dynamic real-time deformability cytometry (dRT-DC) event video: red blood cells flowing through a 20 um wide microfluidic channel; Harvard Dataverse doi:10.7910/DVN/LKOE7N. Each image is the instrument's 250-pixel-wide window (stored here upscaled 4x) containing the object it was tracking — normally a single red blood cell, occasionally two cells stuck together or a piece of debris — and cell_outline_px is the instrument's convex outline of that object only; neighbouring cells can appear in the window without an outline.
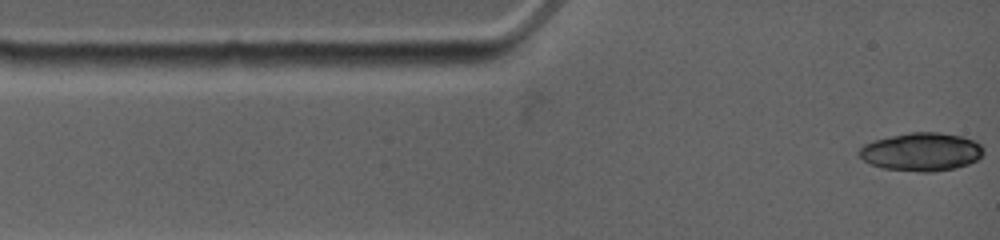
{"species": "common noctule bat (a hibernating species)", "species_latin": "Nyctalus noctula", "temperature_condition": "warm", "stored_images_in_passage": 13, "camera_frame_rate_fps": 4500, "um_per_image_px": 0.085, "animal": {"sex": "female", "body_mass_g": 19.0, "forearm_length_mm": 53.3}, "frame": {"image": 1, "passage_image": 1, "time_ms": 0.0, "image_size_px": [1000, 240], "cell_outline_px": [[984, 152], [976, 160], [968, 164], [956, 168], [932, 172], [920, 172], [884, 168], [872, 164], [864, 160], [856, 152], [864, 144], [872, 140], [912, 132], [940, 132], [960, 136], [972, 140], [980, 144], [984, 148]], "centroid_in_image_um": [78.31, 12.9], "position_along_channel_um": 6.7, "area_um2": 27.63}}